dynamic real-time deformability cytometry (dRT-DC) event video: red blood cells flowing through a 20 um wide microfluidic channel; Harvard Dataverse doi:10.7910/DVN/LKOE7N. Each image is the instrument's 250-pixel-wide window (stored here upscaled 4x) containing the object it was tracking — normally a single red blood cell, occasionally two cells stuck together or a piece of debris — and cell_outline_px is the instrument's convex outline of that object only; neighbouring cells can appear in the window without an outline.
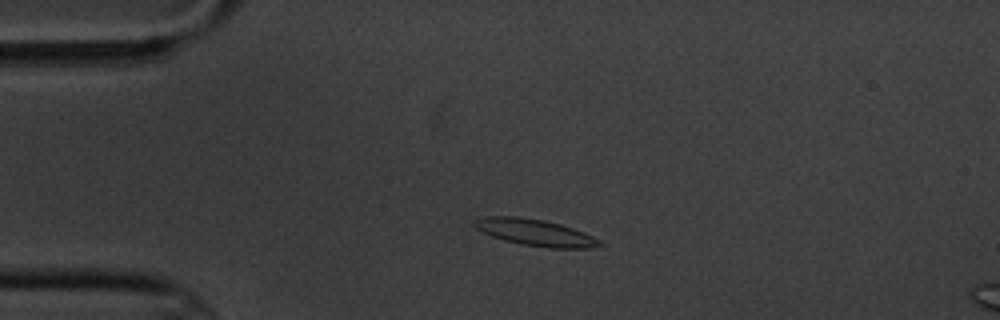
{"species": "common noctule bat (a hibernating species)", "species_latin": "Nyctalus noctula", "temperature_condition": "cold", "stored_images_in_passage": 4, "segment_of_instrument_passage": [1, 2], "camera_frame_rate_fps": 3000, "um_per_image_px": 0.085, "animal": {"sex": "male", "body_mass_g": 20.1, "forearm_length_mm": 53.5}, "frame": {"image": 1, "passage_image": 2, "time_ms": 2.0, "image_size_px": [1000, 320], "cell_outline_px": [[604, 244], [588, 248], [548, 248], [520, 244], [504, 240], [492, 236], [476, 228], [472, 224], [472, 220], [484, 216], [516, 216], [544, 220], [560, 224], [584, 232], [600, 240]], "centroid_in_image_um": [45.46, 19.76], "position_along_channel_um": 39.5, "area_um2": 19.42}}